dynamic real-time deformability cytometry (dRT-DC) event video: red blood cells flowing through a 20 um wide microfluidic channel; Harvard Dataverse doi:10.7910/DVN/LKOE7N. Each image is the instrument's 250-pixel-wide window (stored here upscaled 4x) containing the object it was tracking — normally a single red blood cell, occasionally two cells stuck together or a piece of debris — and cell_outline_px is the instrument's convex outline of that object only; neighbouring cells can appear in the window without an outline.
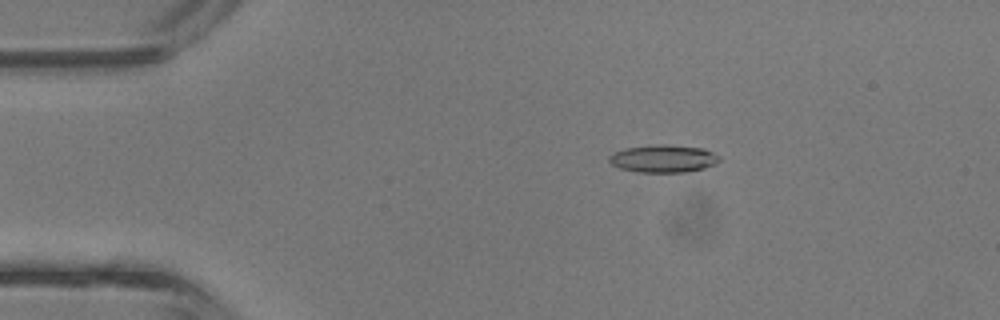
{"species": "common noctule bat (a hibernating species)", "species_latin": "Nyctalus noctula", "temperature_condition": "room temperature", "stored_images_in_passage": 3, "camera_frame_rate_fps": 3000, "um_per_image_px": 0.085, "animal": {"sex": "male", "body_mass_g": 13.3}, "frame": {"image": 1, "passage_image": 2, "time_ms": 0.333, "image_size_px": [1000, 320], "cell_outline_px": [[720, 160], [716, 164], [704, 168], [684, 172], [636, 172], [620, 168], [612, 164], [608, 160], [608, 156], [612, 152], [628, 148], [660, 144], [668, 144], [704, 148], [720, 156]], "centroid_in_image_um": [56.39, 13.48], "position_along_channel_um": 28.6, "area_um2": 17.8}}